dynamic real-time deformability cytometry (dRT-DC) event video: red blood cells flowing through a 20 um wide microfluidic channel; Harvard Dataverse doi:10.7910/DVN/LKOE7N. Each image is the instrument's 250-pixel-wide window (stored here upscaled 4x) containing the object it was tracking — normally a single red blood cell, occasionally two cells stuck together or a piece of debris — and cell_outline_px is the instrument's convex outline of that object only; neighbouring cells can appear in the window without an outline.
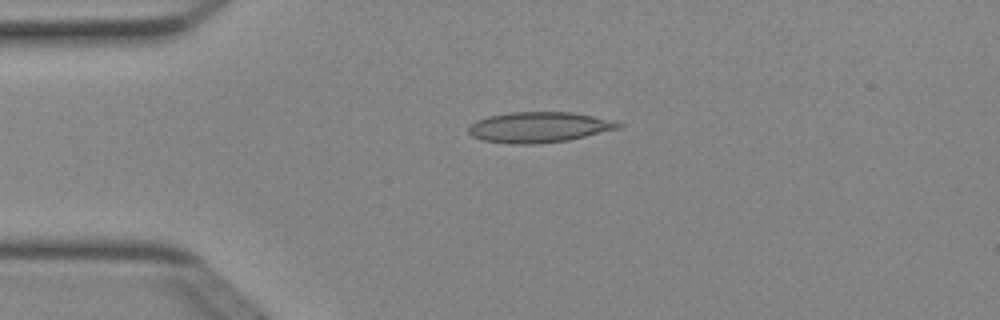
{"species": "Egyptian fruit bat (a non-hibernating species)", "species_latin": "Rousettus aegyptiacus", "temperature_condition": "cold", "stored_images_in_passage": 4, "camera_frame_rate_fps": 3000, "um_per_image_px": 0.085, "animal": {"sex": "female"}, "frame": {"image": 1, "passage_image": 3, "time_ms": 0.667, "image_size_px": [1000, 320], "cell_outline_px": [[624, 124], [620, 128], [568, 140], [536, 144], [512, 144], [484, 140], [472, 136], [468, 132], [468, 128], [476, 120], [488, 116], [512, 112], [572, 112], [616, 120]], "centroid_in_image_um": [45.85, 10.81], "position_along_channel_um": 39.2, "area_um2": 26.7}}